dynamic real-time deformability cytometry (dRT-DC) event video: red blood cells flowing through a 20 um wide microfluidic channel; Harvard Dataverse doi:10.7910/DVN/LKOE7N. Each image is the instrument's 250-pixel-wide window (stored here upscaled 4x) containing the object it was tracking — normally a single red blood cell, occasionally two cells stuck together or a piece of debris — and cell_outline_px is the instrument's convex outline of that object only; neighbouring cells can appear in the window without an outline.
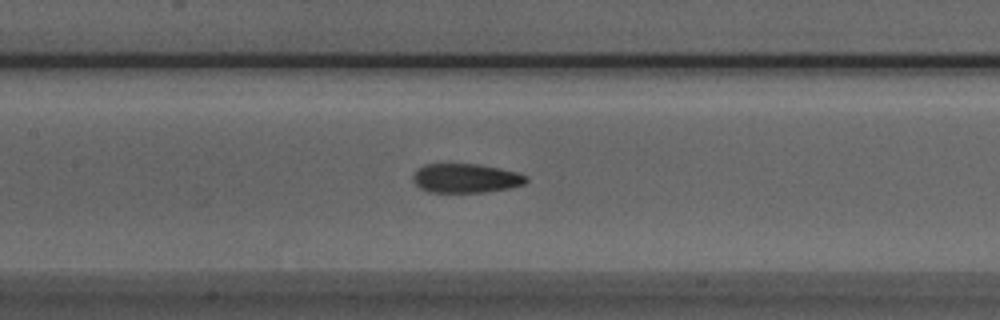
{"species": "Egyptian fruit bat (a non-hibernating species)", "species_latin": "Rousettus aegyptiacus", "temperature_condition": "room temperature", "stored_images_in_passage": 22, "camera_frame_rate_fps": 3000, "um_per_image_px": 0.085, "animal": {"sex": "male"}, "frame": {"image": 1, "passage_image": 16, "time_ms": 5.0, "image_size_px": [1000, 320], "cell_outline_px": [[528, 180], [524, 184], [508, 188], [484, 192], [428, 192], [420, 188], [412, 180], [412, 172], [416, 168], [424, 164], [480, 164], [516, 172], [528, 176]], "centroid_in_image_um": [39.54, 15.14], "position_along_channel_um": 167.9, "area_um2": 19.36}}
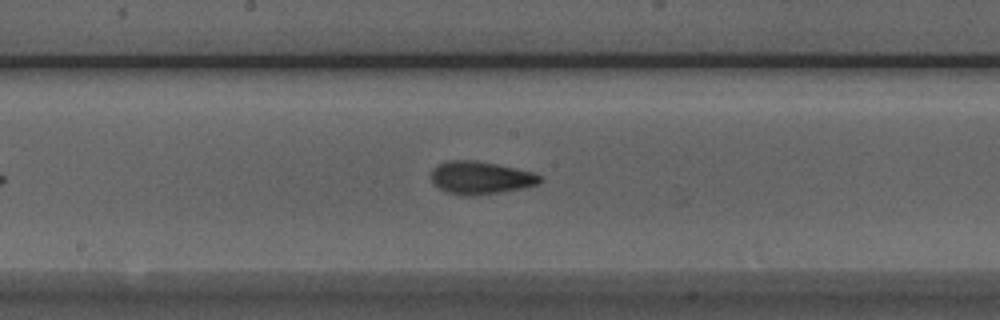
{"frame": {"image": 2, "passage_image": 19, "time_ms": 6.0, "image_size_px": [1000, 320], "cell_outline_px": [[544, 180], [536, 184], [524, 188], [476, 196], [464, 196], [448, 192], [440, 188], [432, 180], [432, 168], [436, 164], [448, 160], [472, 160], [496, 164], [532, 172], [540, 176]], "centroid_in_image_um": [40.84, 15.11], "position_along_channel_um": 207.4, "area_um2": 20.69}}
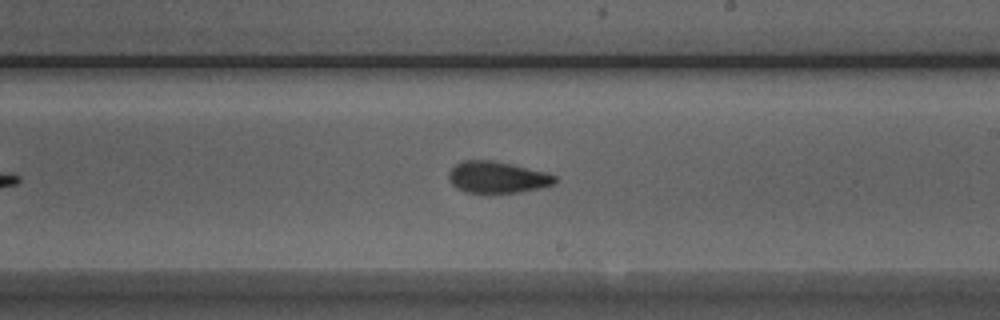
{"frame": {"image": 3, "passage_image": 22, "time_ms": 7.0, "image_size_px": [1000, 320], "cell_outline_px": [[556, 184], [540, 188], [520, 192], [488, 196], [484, 196], [464, 192], [456, 188], [452, 184], [448, 176], [448, 172], [456, 164], [464, 160], [492, 160], [548, 172], [556, 176]], "centroid_in_image_um": [42.26, 15.12], "position_along_channel_um": 246.7, "area_um2": 20.4}}